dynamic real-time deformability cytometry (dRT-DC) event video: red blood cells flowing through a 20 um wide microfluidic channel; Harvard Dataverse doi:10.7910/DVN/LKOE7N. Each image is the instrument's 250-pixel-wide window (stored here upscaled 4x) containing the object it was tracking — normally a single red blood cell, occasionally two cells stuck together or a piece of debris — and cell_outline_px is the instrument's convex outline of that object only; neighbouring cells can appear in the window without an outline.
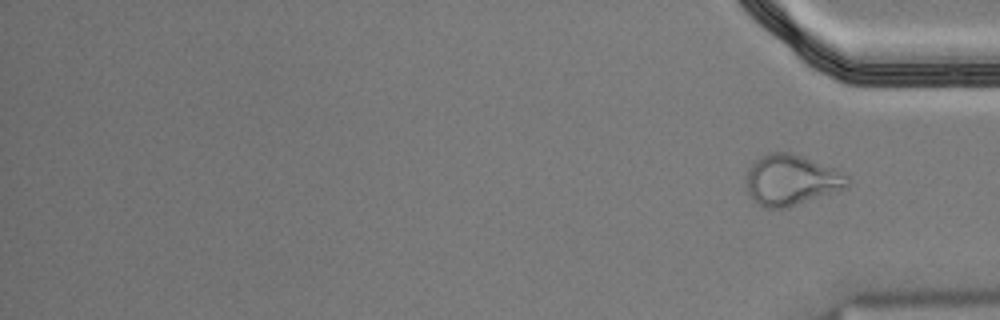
{"species": "Egyptian fruit bat (a non-hibernating species)", "species_latin": "Rousettus aegyptiacus", "temperature_condition": "cold", "stored_images_in_passage": 15, "segment_of_instrument_passage": [3, 3], "camera_frame_rate_fps": 3000, "um_per_image_px": 0.085, "animal": {"sex": "male"}, "frame": {"image": 1, "passage_image": 15, "time_ms": 4.667, "image_size_px": [1000, 320], "cell_outline_px": [[848, 188], [788, 208], [764, 208], [752, 200], [748, 192], [748, 168], [756, 160], [768, 152], [788, 152], [836, 168], [844, 172], [848, 176]], "centroid_in_image_um": [67.29, 15.32], "position_along_channel_um": 367.9, "area_um2": 29.94}}